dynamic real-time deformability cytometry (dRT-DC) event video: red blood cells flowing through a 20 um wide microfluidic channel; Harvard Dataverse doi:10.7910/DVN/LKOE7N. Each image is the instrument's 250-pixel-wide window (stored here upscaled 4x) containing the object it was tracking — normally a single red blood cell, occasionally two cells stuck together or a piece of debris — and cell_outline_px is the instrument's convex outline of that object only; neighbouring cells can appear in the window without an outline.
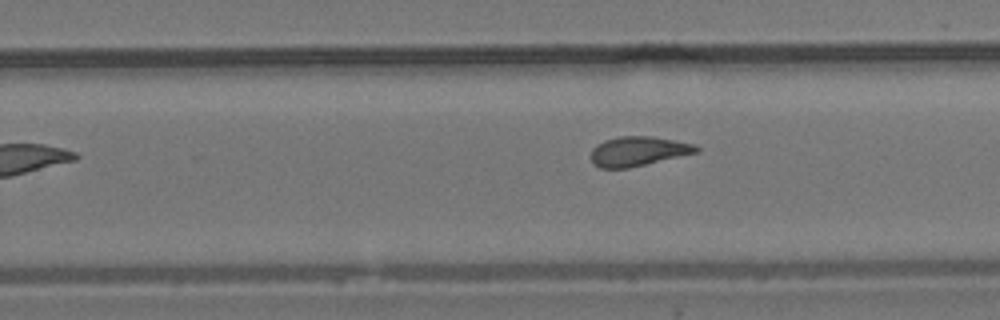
{"species": "common noctule bat (a hibernating species)", "species_latin": "Nyctalus noctula", "temperature_condition": "room temperature", "stored_images_in_passage": 9, "camera_frame_rate_fps": 3000, "um_per_image_px": 0.085, "animal": {"sex": "male", "body_mass_g": 19.2, "forearm_length_mm": 51.8}, "frame": {"image": 1, "passage_image": 9, "time_ms": 2.667, "image_size_px": [1000, 320], "cell_outline_px": [[700, 152], [628, 168], [600, 168], [592, 164], [592, 148], [596, 144], [604, 140], [620, 136], [652, 136], [696, 144], [700, 148]], "centroid_in_image_um": [54.26, 12.85], "position_along_channel_um": 275.5, "area_um2": 18.26}}